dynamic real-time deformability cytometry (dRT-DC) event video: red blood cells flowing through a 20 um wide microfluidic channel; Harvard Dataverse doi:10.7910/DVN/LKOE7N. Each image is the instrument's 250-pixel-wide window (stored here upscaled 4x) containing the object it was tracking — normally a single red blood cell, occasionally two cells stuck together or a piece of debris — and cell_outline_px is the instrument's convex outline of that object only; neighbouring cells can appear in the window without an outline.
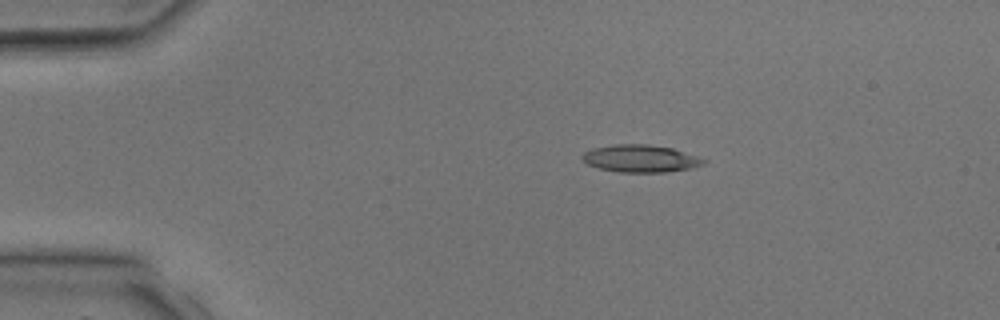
{"species": "common noctule bat (a hibernating species)", "species_latin": "Nyctalus noctula", "temperature_condition": "room temperature", "stored_images_in_passage": 3, "segment_of_instrument_passage": [1, 2], "camera_frame_rate_fps": 3000, "um_per_image_px": 0.085, "animal": {"sex": "male", "body_mass_g": 17.9, "forearm_length_mm": 54.2}, "frame": {"image": 1, "passage_image": 1, "time_ms": 0.0, "image_size_px": [1000, 320], "cell_outline_px": [[708, 160], [704, 164], [692, 168], [668, 172], [620, 172], [600, 168], [588, 164], [580, 160], [580, 156], [584, 152], [592, 148], [612, 144], [648, 144], [672, 148]], "centroid_in_image_um": [54.42, 13.47], "position_along_channel_um": 30.6, "area_um2": 19.48}}